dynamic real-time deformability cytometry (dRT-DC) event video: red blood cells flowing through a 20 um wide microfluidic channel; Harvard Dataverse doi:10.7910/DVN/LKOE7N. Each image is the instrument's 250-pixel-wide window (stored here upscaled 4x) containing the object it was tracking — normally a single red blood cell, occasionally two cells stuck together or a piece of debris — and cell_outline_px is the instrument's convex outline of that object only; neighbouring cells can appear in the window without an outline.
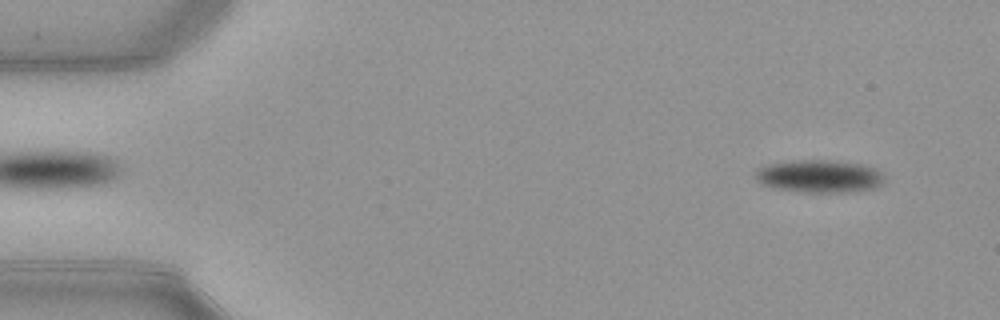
{"species": "common noctule bat (a hibernating species)", "species_latin": "Nyctalus noctula", "temperature_condition": "warm", "stored_images_in_passage": 53, "segment_of_instrument_passage": [1, 2], "camera_frame_rate_fps": 3000, "um_per_image_px": 0.085, "animal": {"sex": "female", "body_mass_g": 21.9}, "frame": {"image": 1, "passage_image": 4, "time_ms": 1.0, "image_size_px": [1000, 320], "cell_outline_px": [[880, 184], [872, 188], [844, 192], [804, 192], [776, 188], [760, 184], [756, 180], [756, 172], [760, 168], [768, 164], [792, 160], [828, 160], [860, 164], [876, 168], [880, 172]], "centroid_in_image_um": [69.57, 14.97], "position_along_channel_um": 15.4, "area_um2": 24.1}}
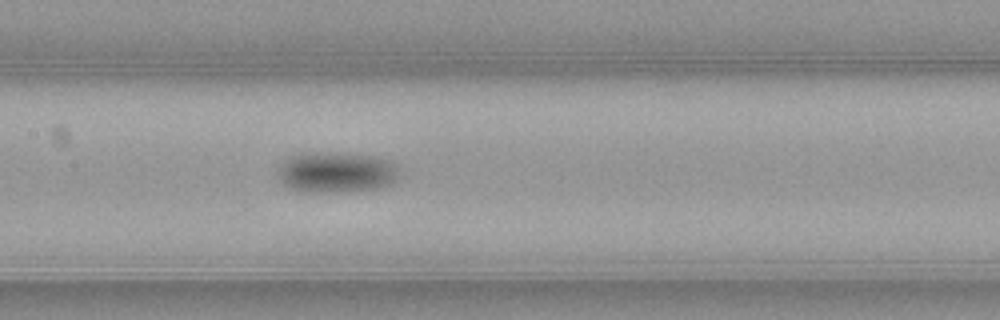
{"frame": {"image": 2, "passage_image": 25, "time_ms": 8.0, "image_size_px": [1000, 320], "cell_outline_px": [[400, 176], [392, 184], [384, 188], [332, 192], [316, 192], [292, 188], [284, 184], [280, 180], [280, 164], [284, 160], [292, 156], [308, 152], [336, 152], [368, 156], [388, 160], [396, 164], [400, 172]], "centroid_in_image_um": [28.66, 14.64], "position_along_channel_um": 178.7, "area_um2": 28.67}}
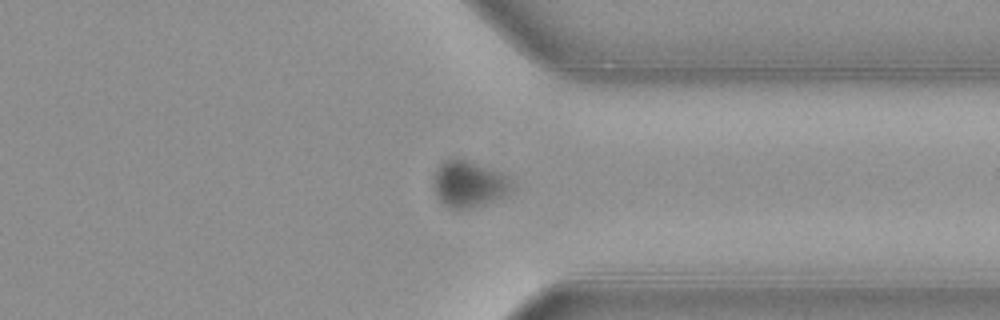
{"frame": {"image": 3, "passage_image": 40, "time_ms": 13.0, "image_size_px": [1000, 320], "cell_outline_px": [[512, 192], [504, 196], [484, 204], [472, 208], [448, 208], [440, 204], [432, 188], [432, 180], [436, 168], [444, 160], [468, 160], [500, 172], [508, 176], [512, 184]], "centroid_in_image_um": [39.81, 15.66], "position_along_channel_um": 371.6, "area_um2": 21.39}}